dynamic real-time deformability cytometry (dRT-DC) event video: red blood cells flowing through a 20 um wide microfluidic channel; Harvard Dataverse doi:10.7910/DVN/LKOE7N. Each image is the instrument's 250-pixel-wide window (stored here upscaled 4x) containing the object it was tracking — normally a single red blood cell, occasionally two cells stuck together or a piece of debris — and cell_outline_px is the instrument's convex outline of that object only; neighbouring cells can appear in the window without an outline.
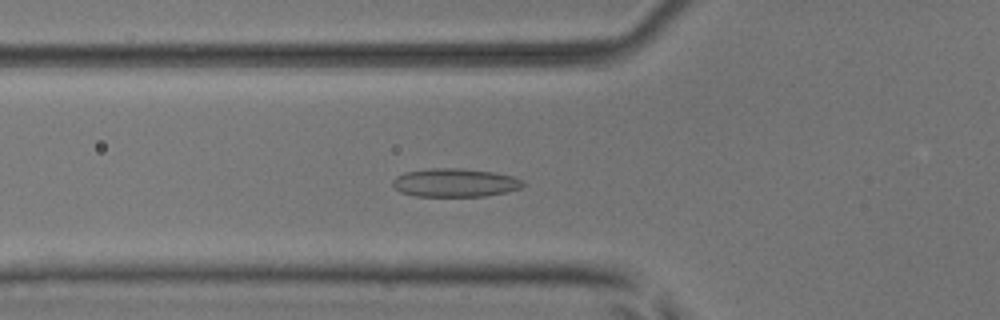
{"species": "common noctule bat (a hibernating species)", "species_latin": "Nyctalus noctula", "temperature_condition": "room temperature", "stored_images_in_passage": 51, "camera_frame_rate_fps": 3000, "um_per_image_px": 0.085, "animal": {"sex": "male", "body_mass_g": 17.9, "forearm_length_mm": 54.2}, "frame": {"image": 1, "passage_image": 18, "time_ms": 5.667, "image_size_px": [1000, 320], "cell_outline_px": [[528, 184], [520, 188], [508, 192], [484, 196], [416, 196], [400, 192], [392, 184], [392, 180], [396, 176], [404, 172], [432, 168], [460, 168], [492, 172], [512, 176], [524, 180]], "centroid_in_image_um": [38.7, 15.53], "position_along_channel_um": 87.1, "area_um2": 21.73}}
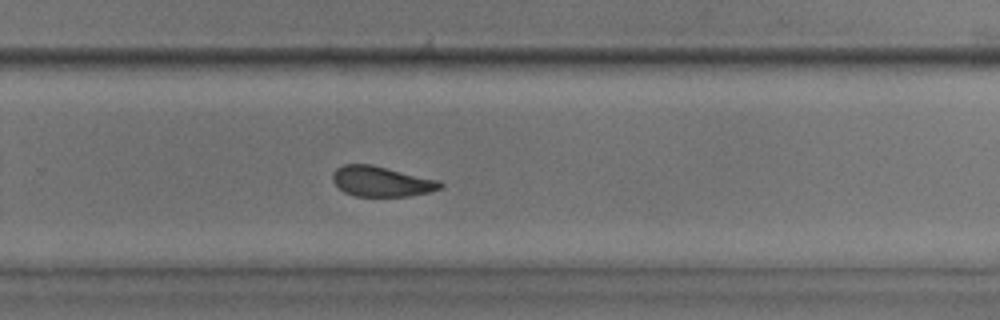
{"frame": {"image": 2, "passage_image": 34, "time_ms": 11.0, "image_size_px": [1000, 320], "cell_outline_px": [[444, 184], [440, 188], [428, 192], [408, 196], [356, 196], [344, 192], [332, 180], [332, 172], [336, 168], [344, 164], [372, 164], [440, 180]], "centroid_in_image_um": [32.41, 15.41], "position_along_channel_um": 297.4, "area_um2": 19.02}}
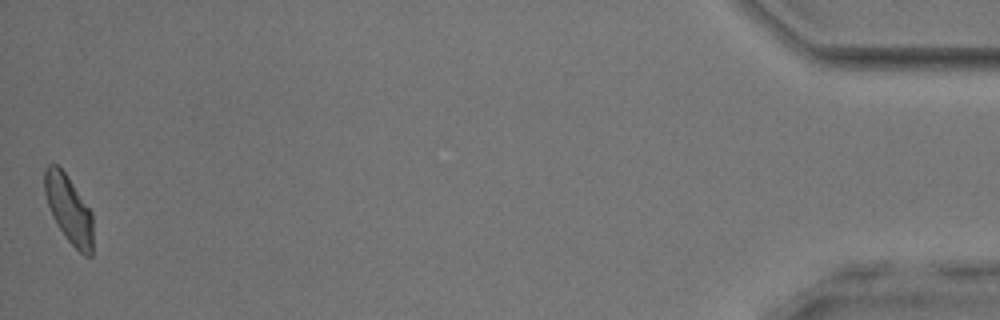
{"frame": {"image": 3, "passage_image": 51, "time_ms": 16.667, "image_size_px": [1000, 320], "cell_outline_px": [[92, 256], [84, 256], [64, 236], [56, 224], [52, 216], [44, 192], [44, 168], [48, 164], [56, 164], [68, 176], [92, 212]], "centroid_in_image_um": [5.84, 17.77], "position_along_channel_um": 429.4, "area_um2": 19.13}, "authors_computed_cell_mechanics": {"area_um2": 19.8254, "velocity_mm_per_s": 3.9542, "shape_relaxation_time_tau1_ms": null, "shape_relaxation_time_tau2_ms": 2.182, "deformation_change_tau1": null, "deformation_change_tau2": 0.0796}}